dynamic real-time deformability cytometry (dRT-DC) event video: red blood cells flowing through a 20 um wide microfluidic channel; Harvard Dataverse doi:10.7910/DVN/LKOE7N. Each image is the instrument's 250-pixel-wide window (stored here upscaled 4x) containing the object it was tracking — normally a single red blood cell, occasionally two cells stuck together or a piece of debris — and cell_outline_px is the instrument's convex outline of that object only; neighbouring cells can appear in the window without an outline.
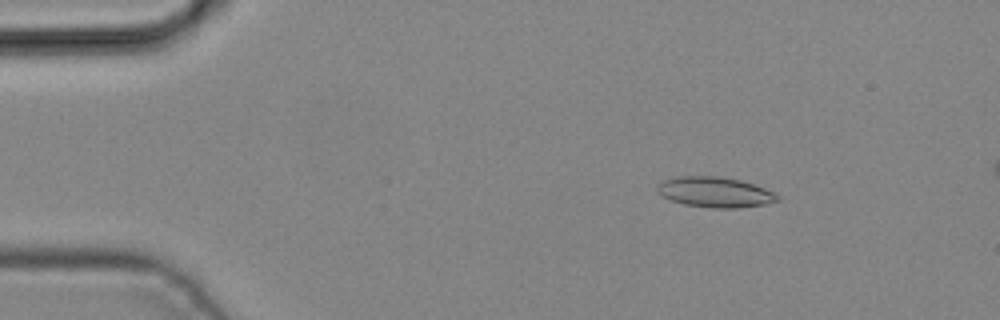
{"species": "common noctule bat (a hibernating species)", "species_latin": "Nyctalus noctula", "temperature_condition": "cold", "stored_images_in_passage": 4, "camera_frame_rate_fps": 3000, "um_per_image_px": 0.085, "animal": {"sex": "male", "body_mass_g": 19.2, "forearm_length_mm": 51.8}, "frame": {"image": 1, "passage_image": 2, "time_ms": 0.333, "image_size_px": [1000, 320], "cell_outline_px": [[780, 200], [764, 204], [736, 208], [712, 208], [684, 204], [672, 200], [664, 196], [656, 188], [656, 184], [664, 180], [676, 176], [716, 176], [740, 180], [776, 192], [780, 196]], "centroid_in_image_um": [60.79, 16.33], "position_along_channel_um": 24.2, "area_um2": 21.15}}